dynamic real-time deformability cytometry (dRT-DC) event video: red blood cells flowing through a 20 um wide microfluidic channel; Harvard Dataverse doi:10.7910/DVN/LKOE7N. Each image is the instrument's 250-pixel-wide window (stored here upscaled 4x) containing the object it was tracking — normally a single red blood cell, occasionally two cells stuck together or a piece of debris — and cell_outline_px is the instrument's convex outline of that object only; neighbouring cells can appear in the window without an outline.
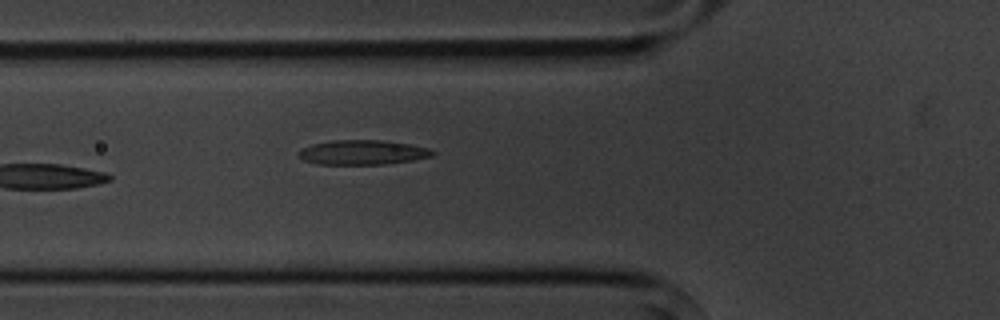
{"species": "common noctule bat (a hibernating species)", "species_latin": "Nyctalus noctula", "temperature_condition": "cold", "stored_images_in_passage": 4, "camera_frame_rate_fps": 3000, "um_per_image_px": 0.085, "animal": {"sex": "male", "body_mass_g": 20.1, "forearm_length_mm": 53.5}, "frame": {"image": 1, "passage_image": 4, "time_ms": 4.333, "image_size_px": [1000, 320], "cell_outline_px": [[436, 152], [432, 156], [412, 160], [384, 164], [316, 164], [304, 160], [296, 156], [296, 152], [300, 148], [312, 144], [332, 140], [380, 140], [408, 144], [428, 148]], "centroid_in_image_um": [30.74, 12.95], "position_along_channel_um": 95.1, "area_um2": 19.25}}